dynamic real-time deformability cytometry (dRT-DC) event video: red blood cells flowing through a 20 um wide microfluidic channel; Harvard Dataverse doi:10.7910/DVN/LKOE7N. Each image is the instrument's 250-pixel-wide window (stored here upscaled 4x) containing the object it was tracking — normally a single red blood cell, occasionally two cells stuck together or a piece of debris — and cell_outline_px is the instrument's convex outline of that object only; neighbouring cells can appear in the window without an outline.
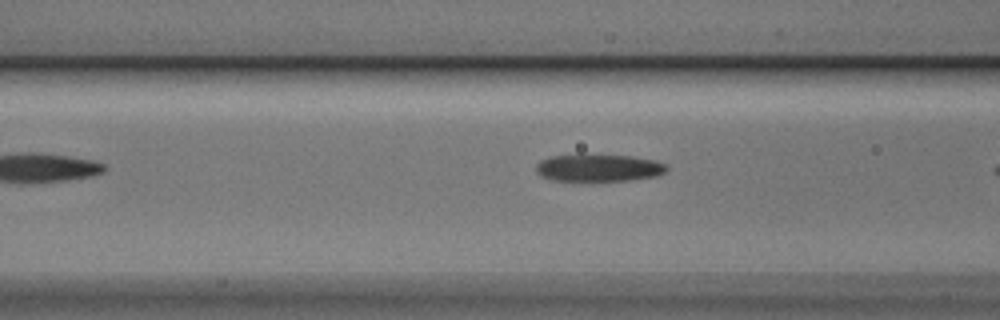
{"species": "Egyptian fruit bat (a non-hibernating species)", "species_latin": "Rousettus aegyptiacus", "temperature_condition": "cold", "stored_images_in_passage": 5, "camera_frame_rate_fps": 3000, "um_per_image_px": 0.085, "animal": {"sex": "male"}, "frame": {"image": 1, "passage_image": 4, "time_ms": 1.0, "image_size_px": [1000, 320], "cell_outline_px": [[668, 168], [664, 172], [656, 176], [628, 180], [552, 180], [540, 176], [536, 172], [536, 164], [540, 160], [552, 156], [632, 156], [656, 160], [668, 164]], "centroid_in_image_um": [50.91, 14.28], "position_along_channel_um": 115.7, "area_um2": 20.29}}